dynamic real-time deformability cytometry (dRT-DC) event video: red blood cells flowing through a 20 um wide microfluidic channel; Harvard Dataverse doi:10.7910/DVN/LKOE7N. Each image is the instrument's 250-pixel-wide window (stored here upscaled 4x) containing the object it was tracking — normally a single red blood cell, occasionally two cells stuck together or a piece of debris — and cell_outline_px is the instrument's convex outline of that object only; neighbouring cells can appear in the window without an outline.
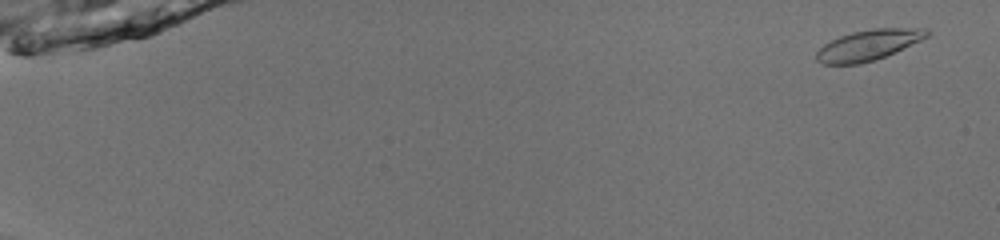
{"species": "common noctule bat (a hibernating species)", "species_latin": "Nyctalus noctula", "temperature_condition": "room temperature", "stored_images_in_passage": 53, "camera_frame_rate_fps": 3000, "um_per_image_px": 0.085, "animal": {"sex": "male", "body_mass_g": 13.0, "forearm_length_mm": 53.1}, "frame": {"image": 1, "passage_image": 3, "time_ms": 0.667, "image_size_px": [1000, 240], "cell_outline_px": [[932, 32], [928, 36], [920, 40], [876, 60], [860, 64], [820, 64], [816, 60], [816, 52], [824, 44], [840, 36], [852, 32], [872, 28], [928, 28]], "centroid_in_image_um": [73.81, 3.83], "position_along_channel_um": 11.2, "area_um2": 19.65}}
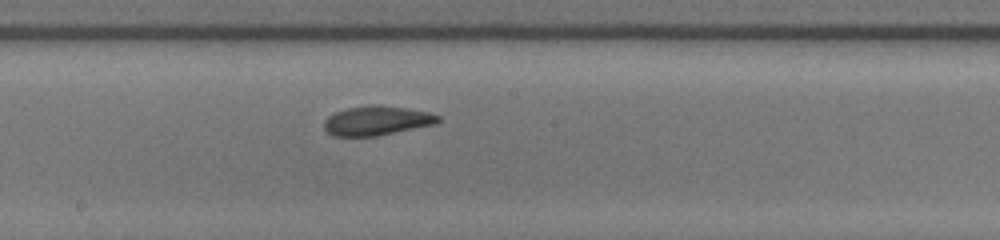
{"frame": {"image": 2, "passage_image": 32, "time_ms": 10.333, "image_size_px": [1000, 240], "cell_outline_px": [[440, 120], [436, 124], [376, 136], [332, 136], [324, 128], [324, 120], [328, 116], [336, 112], [348, 108], [408, 108], [428, 112], [440, 116]], "centroid_in_image_um": [32.03, 10.31], "position_along_channel_um": 216.2, "area_um2": 18.61}}
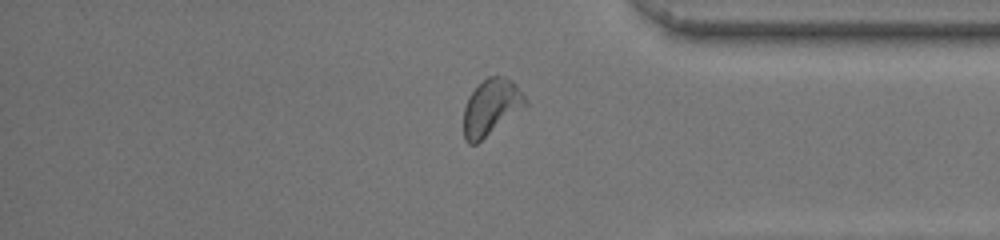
{"frame": {"image": 3, "passage_image": 46, "time_ms": 15.0, "image_size_px": [1000, 240], "cell_outline_px": [[528, 104], [476, 144], [468, 144], [464, 140], [464, 108], [468, 96], [488, 76], [504, 76], [512, 80], [516, 84], [528, 100]], "centroid_in_image_um": [41.75, 9.1], "position_along_channel_um": 393.5, "area_um2": 20.0}, "authors_computed_cell_mechanics": {"area_um2": 19.5942, "velocity_mm_per_s": 3.9747, "shape_relaxation_time_tau1_ms": null, "shape_relaxation_time_tau2_ms": 2.3843, "deformation_change_tau1": null, "deformation_change_tau2": 0.0795}}